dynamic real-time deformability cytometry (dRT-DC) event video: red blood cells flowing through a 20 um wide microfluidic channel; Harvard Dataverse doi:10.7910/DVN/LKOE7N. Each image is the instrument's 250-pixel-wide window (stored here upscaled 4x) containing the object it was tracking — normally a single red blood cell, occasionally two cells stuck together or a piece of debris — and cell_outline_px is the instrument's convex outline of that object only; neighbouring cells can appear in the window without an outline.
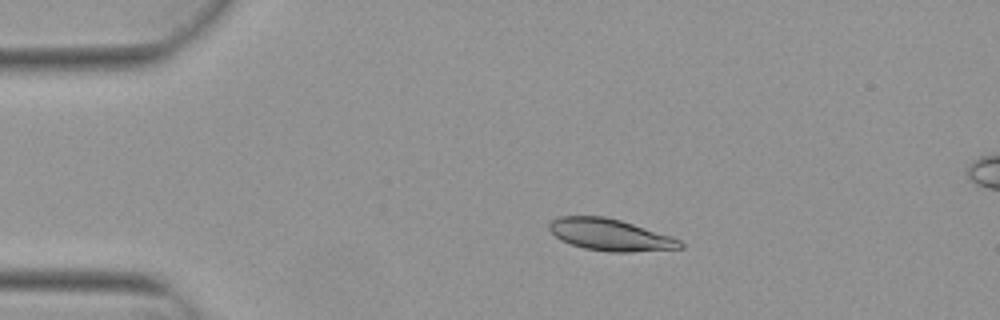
{"species": "Egyptian fruit bat (a non-hibernating species)", "species_latin": "Rousettus aegyptiacus", "temperature_condition": "warm", "stored_images_in_passage": 52, "camera_frame_rate_fps": 3000, "um_per_image_px": 0.085, "animal": {"sex": "female"}, "frame": {"image": 1, "passage_image": 10, "time_ms": 3.0, "image_size_px": [1000, 320], "cell_outline_px": [[684, 248], [632, 252], [608, 252], [584, 248], [560, 240], [548, 228], [548, 224], [552, 220], [560, 216], [604, 216], [620, 220], [672, 236], [680, 240], [684, 244]], "centroid_in_image_um": [51.88, 19.96], "position_along_channel_um": 33.1, "area_um2": 24.28}}
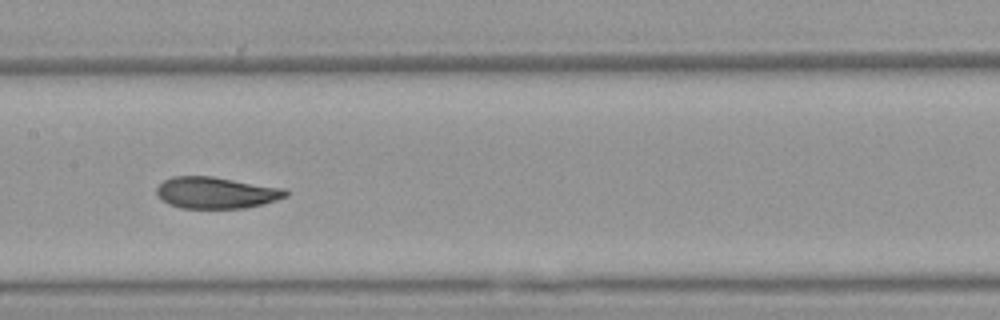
{"frame": {"image": 2, "passage_image": 26, "time_ms": 8.333, "image_size_px": [1000, 320], "cell_outline_px": [[288, 196], [264, 204], [244, 208], [180, 208], [168, 204], [156, 192], [156, 188], [164, 180], [172, 176], [212, 176], [284, 188], [288, 192]], "centroid_in_image_um": [18.38, 16.38], "position_along_channel_um": 189.0, "area_um2": 23.7}}
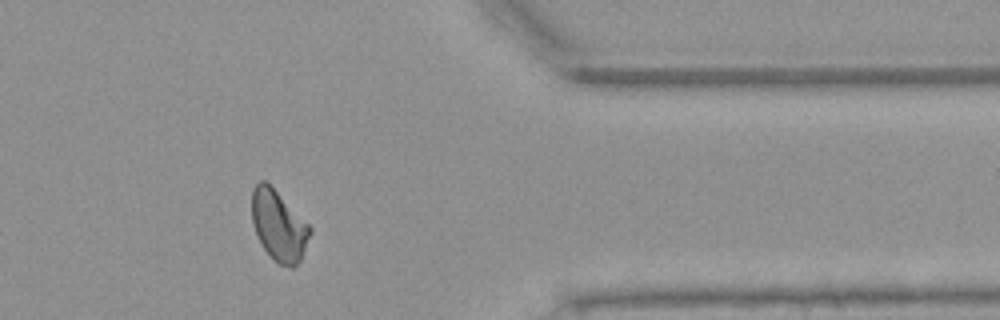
{"frame": {"image": 3, "passage_image": 43, "time_ms": 14.0, "image_size_px": [1000, 320], "cell_outline_px": [[312, 232], [300, 260], [292, 268], [288, 268], [280, 264], [264, 248], [252, 224], [252, 188], [260, 180], [264, 180], [312, 228]], "centroid_in_image_um": [23.69, 19.19], "position_along_channel_um": 387.7, "area_um2": 23.18}, "authors_computed_cell_mechanics": {"area_um2": 24.0159, "velocity_mm_per_s": 3.8344, "shape_relaxation_time_tau1_ms": 3.895, "shape_relaxation_time_tau2_ms": 1.659, "deformation_change_tau1": 0.1457, "deformation_change_tau2": 0.0519}}